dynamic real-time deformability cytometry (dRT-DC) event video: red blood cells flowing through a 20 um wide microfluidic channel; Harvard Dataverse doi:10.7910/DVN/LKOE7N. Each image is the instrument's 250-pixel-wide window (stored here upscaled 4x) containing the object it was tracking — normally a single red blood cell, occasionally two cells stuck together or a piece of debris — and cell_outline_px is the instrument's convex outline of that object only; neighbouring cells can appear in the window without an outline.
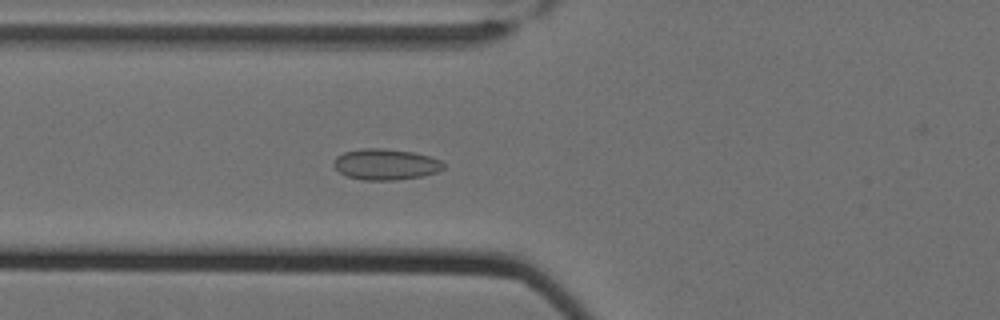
{"species": "Egyptian fruit bat (a non-hibernating species)", "species_latin": "Rousettus aegyptiacus", "temperature_condition": "cold", "stored_images_in_passage": 53, "camera_frame_rate_fps": 3000, "um_per_image_px": 0.085, "animal": {"sex": "female"}, "frame": {"image": 1, "passage_image": 18, "time_ms": 5.667, "image_size_px": [1000, 320], "cell_outline_px": [[444, 168], [436, 172], [424, 176], [396, 180], [364, 180], [348, 176], [340, 172], [332, 164], [332, 160], [336, 156], [344, 152], [360, 148], [384, 148], [412, 152], [428, 156], [440, 160], [444, 164]], "centroid_in_image_um": [32.75, 13.96], "position_along_channel_um": 93.0, "area_um2": 19.88}}
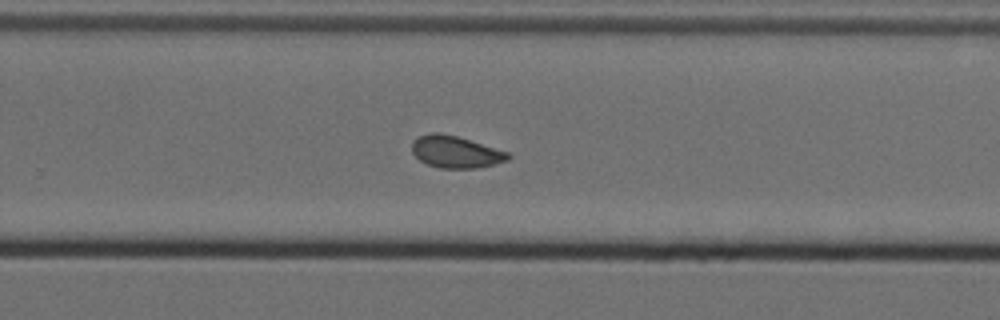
{"frame": {"image": 2, "passage_image": 35, "time_ms": 11.333, "image_size_px": [1000, 320], "cell_outline_px": [[512, 156], [508, 160], [476, 168], [440, 168], [428, 164], [420, 160], [412, 152], [412, 144], [420, 136], [428, 132], [440, 132], [456, 136], [508, 152]], "centroid_in_image_um": [38.72, 12.91], "position_along_channel_um": 291.1, "area_um2": 17.63}}
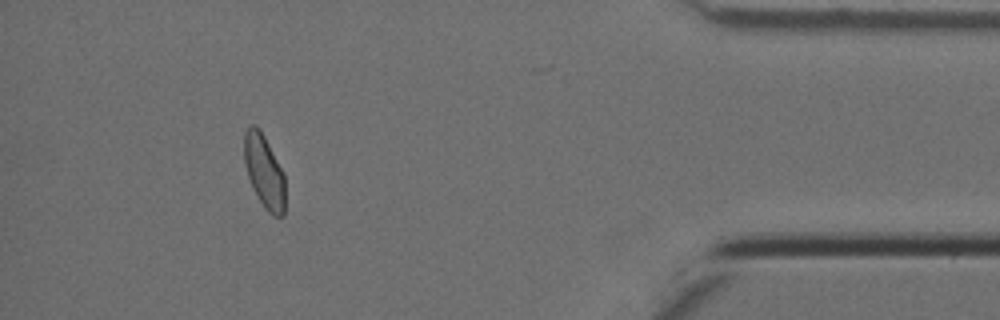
{"frame": {"image": 3, "passage_image": 49, "time_ms": 16.0, "image_size_px": [1000, 320], "cell_outline_px": [[284, 216], [272, 216], [264, 208], [256, 196], [252, 188], [244, 164], [244, 132], [248, 124], [256, 124], [260, 128], [284, 172]], "centroid_in_image_um": [22.44, 14.54], "position_along_channel_um": 412.8, "area_um2": 17.86}, "authors_computed_cell_mechanics": {"area_um2": 17.629, "velocity_mm_per_s": 3.4916, "shape_relaxation_time_tau1_ms": null, "shape_relaxation_time_tau2_ms": 1.5914, "deformation_change_tau1": null, "deformation_change_tau2": 0.0704}}